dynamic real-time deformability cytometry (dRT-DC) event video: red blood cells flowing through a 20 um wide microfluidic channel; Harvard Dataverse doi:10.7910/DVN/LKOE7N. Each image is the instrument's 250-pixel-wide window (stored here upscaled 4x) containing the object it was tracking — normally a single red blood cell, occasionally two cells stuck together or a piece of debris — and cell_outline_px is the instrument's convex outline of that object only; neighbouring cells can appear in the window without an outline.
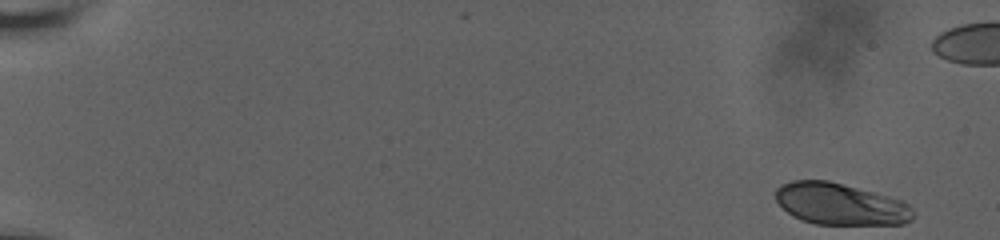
{"species": "human", "species_latin": "Homo sapiens", "temperature_condition": "room temperature", "stored_images_in_passage": 25, "camera_frame_rate_fps": 3000, "um_per_image_px": 0.085, "donor": {"sex": "male"}, "frame": {"image": 1, "passage_image": 1, "time_ms": 0.0, "image_size_px": [1000, 240], "cell_outline_px": [[912, 220], [904, 224], [816, 224], [792, 216], [776, 200], [776, 188], [780, 184], [792, 180], [828, 180], [904, 200], [912, 208]], "centroid_in_image_um": [71.43, 17.33], "position_along_channel_um": 13.6, "area_um2": 33.35}}
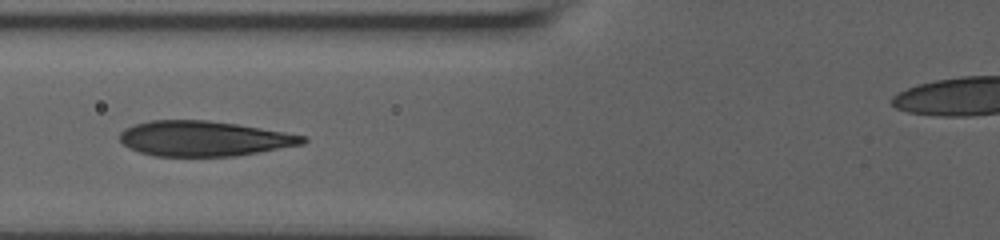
{"frame": {"image": 2, "passage_image": 21, "time_ms": 7.667, "image_size_px": [1000, 240], "cell_outline_px": [[308, 140], [304, 144], [260, 152], [236, 156], [156, 156], [140, 152], [128, 148], [120, 140], [120, 132], [124, 128], [136, 124], [152, 120], [208, 120], [236, 124], [284, 132], [304, 136]], "centroid_in_image_um": [17.33, 11.78], "position_along_channel_um": 108.5, "area_um2": 37.4}}
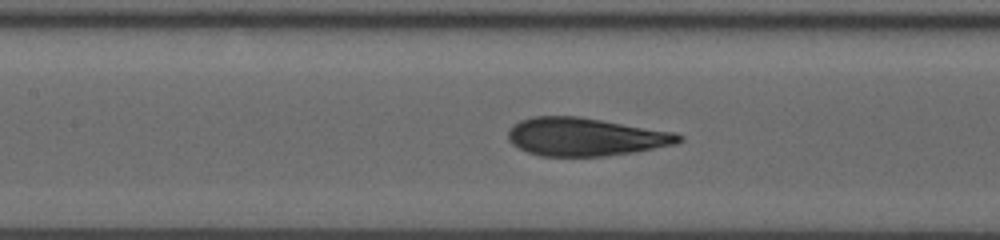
{"frame": {"image": 3, "passage_image": 24, "time_ms": 9.0, "image_size_px": [1000, 240], "cell_outline_px": [[684, 140], [676, 144], [632, 152], [604, 156], [540, 156], [528, 152], [512, 144], [508, 140], [508, 128], [520, 120], [532, 116], [576, 116], [676, 132], [684, 136]], "centroid_in_image_um": [49.75, 11.63], "position_along_channel_um": 157.6, "area_um2": 37.92}}